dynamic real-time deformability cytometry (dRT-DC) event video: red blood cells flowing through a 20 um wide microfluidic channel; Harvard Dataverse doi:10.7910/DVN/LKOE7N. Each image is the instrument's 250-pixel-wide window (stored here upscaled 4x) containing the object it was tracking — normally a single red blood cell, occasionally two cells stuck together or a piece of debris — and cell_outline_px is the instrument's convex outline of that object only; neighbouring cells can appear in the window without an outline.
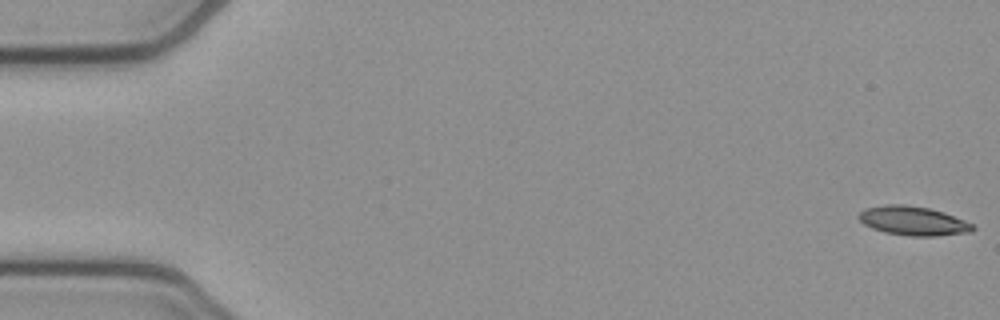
{"species": "common noctule bat (a hibernating species)", "species_latin": "Nyctalus noctula", "temperature_condition": "cold", "stored_images_in_passage": 53, "camera_frame_rate_fps": 3000, "um_per_image_px": 0.085, "animal": {"sex": "female", "body_mass_g": 21.9}, "frame": {"image": 1, "passage_image": 1, "time_ms": 0.0, "image_size_px": [1000, 320], "cell_outline_px": [[976, 228], [972, 232], [936, 236], [912, 236], [884, 232], [872, 228], [864, 224], [856, 216], [864, 208], [888, 204], [904, 204], [928, 208], [944, 212], [964, 220], [972, 224]], "centroid_in_image_um": [77.61, 18.77], "position_along_channel_um": 7.4, "area_um2": 19.36}}
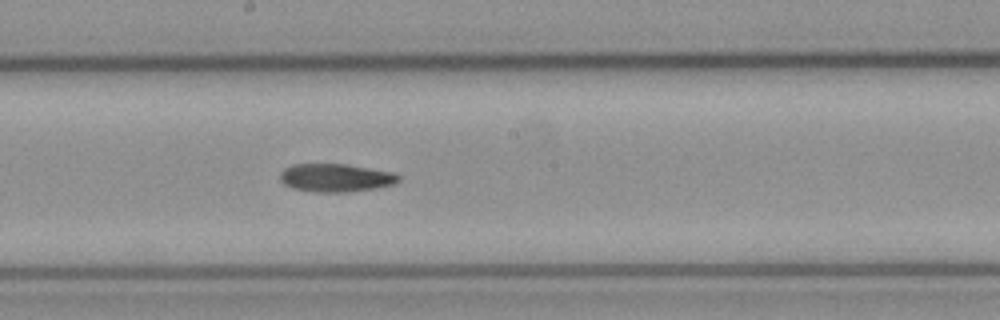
{"frame": {"image": 2, "passage_image": 29, "time_ms": 9.333, "image_size_px": [1000, 320], "cell_outline_px": [[400, 180], [396, 184], [376, 188], [348, 192], [312, 192], [292, 188], [284, 184], [280, 180], [280, 172], [284, 168], [292, 164], [348, 164], [396, 172], [400, 176]], "centroid_in_image_um": [28.57, 15.11], "position_along_channel_um": 219.6, "area_um2": 19.83}}
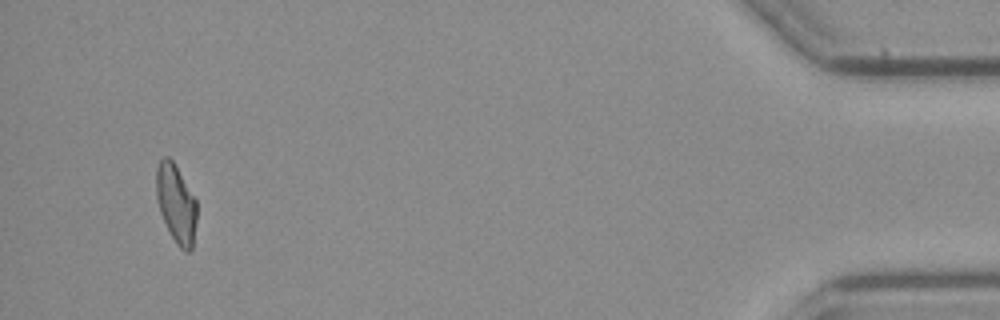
{"frame": {"image": 3, "passage_image": 51, "time_ms": 16.667, "image_size_px": [1000, 320], "cell_outline_px": [[196, 220], [192, 248], [188, 252], [184, 252], [180, 248], [172, 236], [160, 212], [156, 196], [156, 168], [160, 160], [164, 156], [168, 156], [172, 160], [196, 200]], "centroid_in_image_um": [14.96, 17.3], "position_along_channel_um": 420.2, "area_um2": 18.21}, "authors_computed_cell_mechanics": {"area_um2": 19.4786, "velocity_mm_per_s": 3.839, "shape_relaxation_time_tau1_ms": 7.6847, "shape_relaxation_time_tau2_ms": null, "deformation_change_tau1": 0.1998, "deformation_change_tau2": null}}